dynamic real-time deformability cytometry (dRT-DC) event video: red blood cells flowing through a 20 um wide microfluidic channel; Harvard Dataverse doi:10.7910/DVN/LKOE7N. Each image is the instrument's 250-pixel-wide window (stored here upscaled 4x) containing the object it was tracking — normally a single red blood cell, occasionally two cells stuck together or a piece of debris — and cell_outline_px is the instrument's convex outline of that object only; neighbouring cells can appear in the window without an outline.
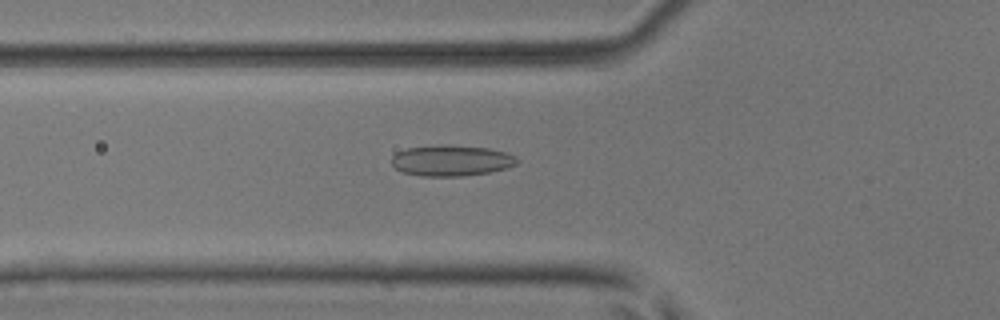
{"species": "common noctule bat (a hibernating species)", "species_latin": "Nyctalus noctula", "temperature_condition": "room temperature", "stored_images_in_passage": 50, "camera_frame_rate_fps": 3000, "um_per_image_px": 0.085, "animal": {"sex": "male", "body_mass_g": 17.9, "forearm_length_mm": 54.2}, "frame": {"image": 1, "passage_image": 18, "time_ms": 5.667, "image_size_px": [1000, 320], "cell_outline_px": [[520, 160], [516, 164], [508, 168], [488, 172], [464, 176], [420, 176], [404, 172], [396, 168], [392, 164], [392, 156], [396, 152], [408, 148], [444, 144], [488, 148], [504, 152], [516, 156]], "centroid_in_image_um": [38.38, 13.64], "position_along_channel_um": 87.4, "area_um2": 22.6}}
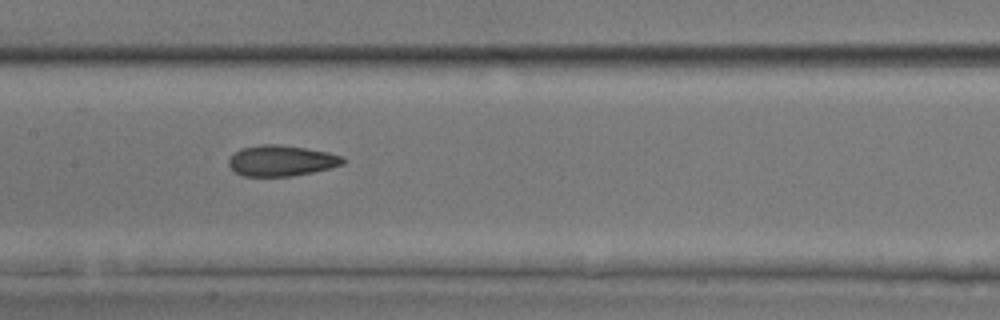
{"frame": {"image": 2, "passage_image": 25, "time_ms": 8.0, "image_size_px": [1000, 320], "cell_outline_px": [[344, 164], [312, 172], [292, 176], [244, 176], [236, 172], [228, 164], [228, 160], [240, 148], [260, 144], [276, 144], [304, 148], [328, 152], [344, 156]], "centroid_in_image_um": [23.92, 13.65], "position_along_channel_um": 183.5, "area_um2": 20.35}}
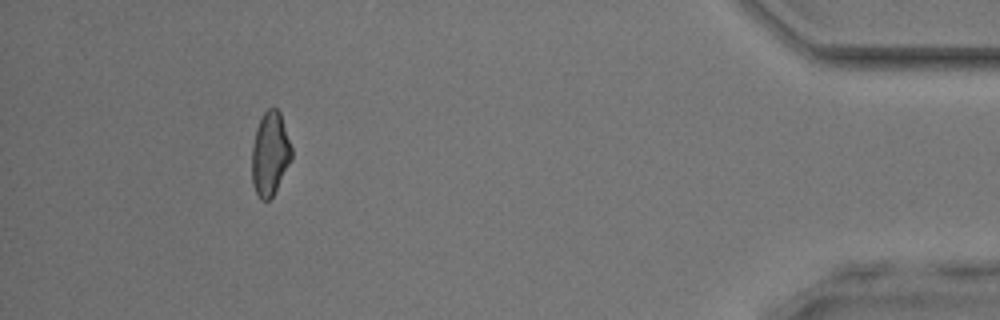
{"frame": {"image": 3, "passage_image": 46, "time_ms": 15.0, "image_size_px": [1000, 320], "cell_outline_px": [[292, 160], [272, 196], [268, 200], [260, 200], [252, 184], [252, 144], [256, 128], [264, 112], [268, 108], [276, 108], [280, 112], [292, 148]], "centroid_in_image_um": [22.95, 13.07], "position_along_channel_um": 412.2, "area_um2": 19.36}, "authors_computed_cell_mechanics": {"area_um2": 20.7502, "velocity_mm_per_s": 4.1098, "shape_relaxation_time_tau1_ms": 9.8867, "shape_relaxation_time_tau2_ms": 2.6561, "deformation_change_tau1": 0.1978, "deformation_change_tau2": 0.0808}}